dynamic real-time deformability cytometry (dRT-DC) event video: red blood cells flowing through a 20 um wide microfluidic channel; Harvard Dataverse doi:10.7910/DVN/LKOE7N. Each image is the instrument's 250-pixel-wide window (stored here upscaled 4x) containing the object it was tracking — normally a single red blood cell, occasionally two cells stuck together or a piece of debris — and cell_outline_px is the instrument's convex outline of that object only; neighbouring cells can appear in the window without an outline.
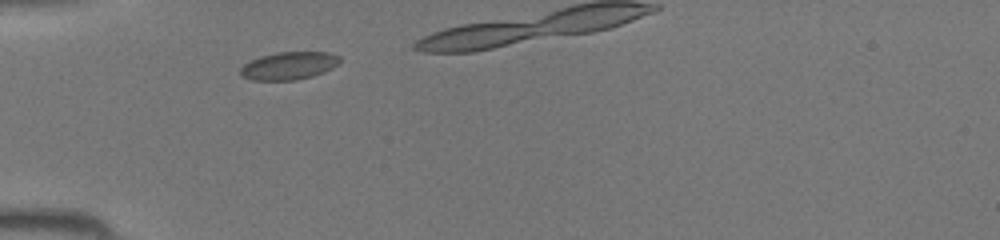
{"species": "common noctule bat (a hibernating species)", "species_latin": "Nyctalus noctula", "temperature_condition": "room temperature", "stored_images_in_passage": 12, "camera_frame_rate_fps": 3000, "um_per_image_px": 0.085, "animal": {"sex": "female", "body_mass_g": 19.5, "forearm_length_mm": 54.1}, "frame": {"image": 1, "passage_image": 3, "time_ms": 0.667, "image_size_px": [1000, 240], "cell_outline_px": [[340, 64], [324, 72], [312, 76], [296, 80], [252, 80], [240, 76], [240, 68], [244, 64], [260, 56], [276, 52], [328, 52], [340, 56]], "centroid_in_image_um": [24.56, 5.59], "position_along_channel_um": 60.4, "area_um2": 16.18}}
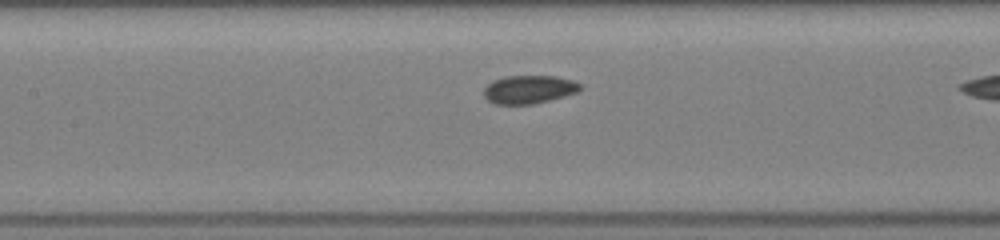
{"frame": {"image": 2, "passage_image": 10, "time_ms": 3.0, "image_size_px": [1000, 240], "cell_outline_px": [[580, 88], [576, 92], [564, 96], [532, 104], [496, 104], [488, 100], [484, 96], [484, 88], [492, 80], [504, 76], [556, 76], [572, 80], [580, 84]], "centroid_in_image_um": [44.92, 7.59], "position_along_channel_um": 162.5, "area_um2": 15.72}}